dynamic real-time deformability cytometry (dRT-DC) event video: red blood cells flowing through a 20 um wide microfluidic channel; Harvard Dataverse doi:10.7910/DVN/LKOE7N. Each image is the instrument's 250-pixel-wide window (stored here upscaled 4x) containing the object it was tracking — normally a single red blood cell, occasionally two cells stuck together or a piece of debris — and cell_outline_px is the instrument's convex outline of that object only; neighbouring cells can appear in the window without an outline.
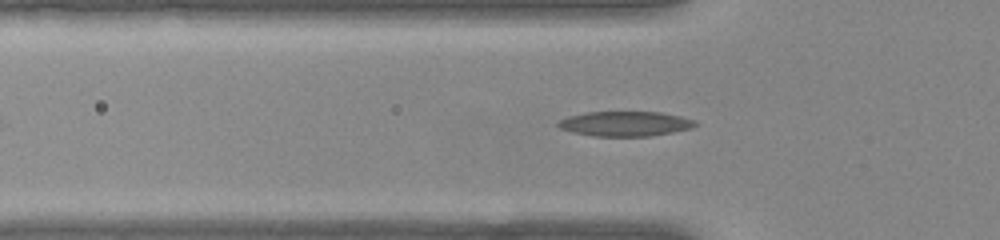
{"species": "common noctule bat (a hibernating species)", "species_latin": "Nyctalus noctula", "temperature_condition": "warm", "stored_images_in_passage": 51, "camera_frame_rate_fps": 3000, "um_per_image_px": 0.085, "animal": {"sex": "female", "body_mass_g": 22.0, "forearm_length_mm": 56.7}, "frame": {"image": 1, "passage_image": 14, "time_ms": 4.333, "image_size_px": [1000, 240], "cell_outline_px": [[700, 124], [692, 128], [652, 136], [592, 136], [572, 132], [560, 128], [556, 124], [560, 120], [568, 116], [584, 112], [660, 112], [680, 116], [696, 120]], "centroid_in_image_um": [53.16, 10.52], "position_along_channel_um": 72.6, "area_um2": 20.0}}
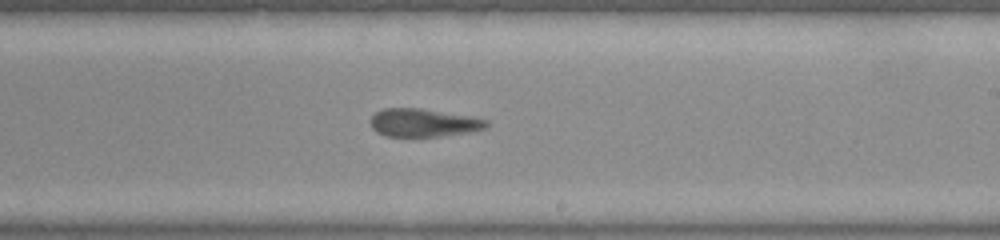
{"frame": {"image": 2, "passage_image": 28, "time_ms": 9.0, "image_size_px": [1000, 240], "cell_outline_px": [[488, 124], [484, 128], [468, 132], [440, 136], [384, 136], [376, 132], [372, 128], [372, 116], [376, 112], [384, 108], [420, 108], [468, 116], [488, 120]], "centroid_in_image_um": [35.96, 10.43], "position_along_channel_um": 253.0, "area_um2": 18.67}}
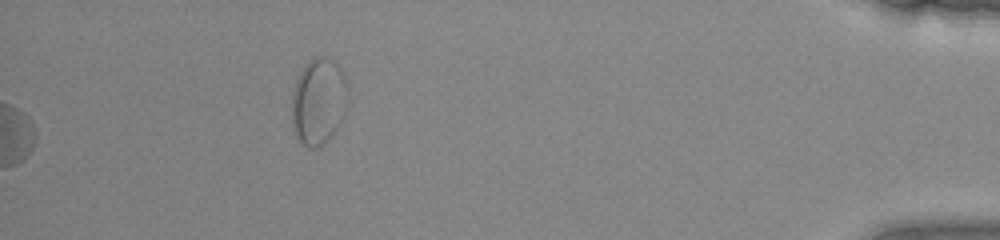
{"frame": {"image": 3, "passage_image": 51, "time_ms": 16.667, "image_size_px": [1000, 240], "cell_outline_px": [[348, 104], [344, 116], [336, 132], [332, 136], [316, 148], [308, 148], [296, 136], [292, 128], [292, 92], [296, 80], [304, 64], [308, 60], [316, 56], [320, 56], [332, 60], [340, 68], [344, 76], [348, 88]], "centroid_in_image_um": [27.09, 8.62], "position_along_channel_um": 408.1, "area_um2": 28.73}, "authors_computed_cell_mechanics": {"area_um2": 20.2878, "velocity_mm_per_s": 3.8668, "shape_relaxation_time_tau1_ms": null, "shape_relaxation_time_tau2_ms": 1.7761, "deformation_change_tau1": null, "deformation_change_tau2": 0.0983}}